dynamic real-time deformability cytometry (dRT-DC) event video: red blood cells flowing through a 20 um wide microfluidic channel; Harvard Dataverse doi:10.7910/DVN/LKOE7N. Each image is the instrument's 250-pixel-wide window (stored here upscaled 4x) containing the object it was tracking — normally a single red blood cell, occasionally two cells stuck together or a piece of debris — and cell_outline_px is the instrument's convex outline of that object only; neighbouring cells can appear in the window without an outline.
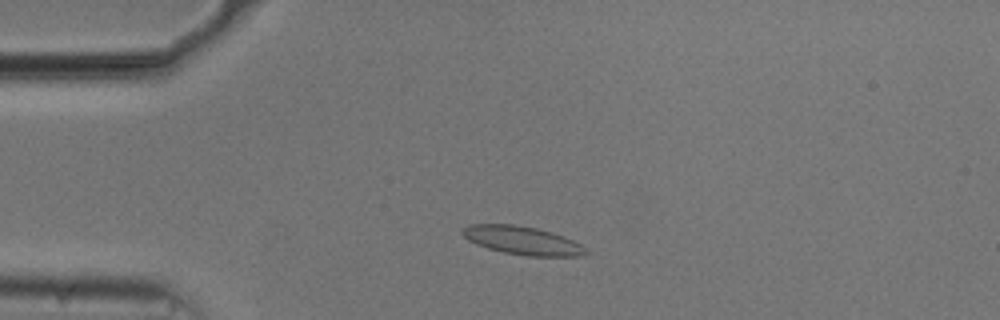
{"species": "common noctule bat (a hibernating species)", "species_latin": "Nyctalus noctula", "temperature_condition": "cold", "stored_images_in_passage": 49, "camera_frame_rate_fps": 3000, "um_per_image_px": 0.085, "animal": {"sex": "male", "body_mass_g": 20.5, "forearm_length_mm": 52.5}, "frame": {"image": 1, "passage_image": 8, "time_ms": 2.333, "image_size_px": [1000, 320], "cell_outline_px": [[588, 252], [576, 256], [528, 256], [504, 252], [488, 248], [476, 244], [468, 240], [460, 232], [468, 224], [512, 224], [536, 228], [552, 232], [564, 236], [580, 244]], "centroid_in_image_um": [44.36, 20.43], "position_along_channel_um": 40.6, "area_um2": 20.17}}
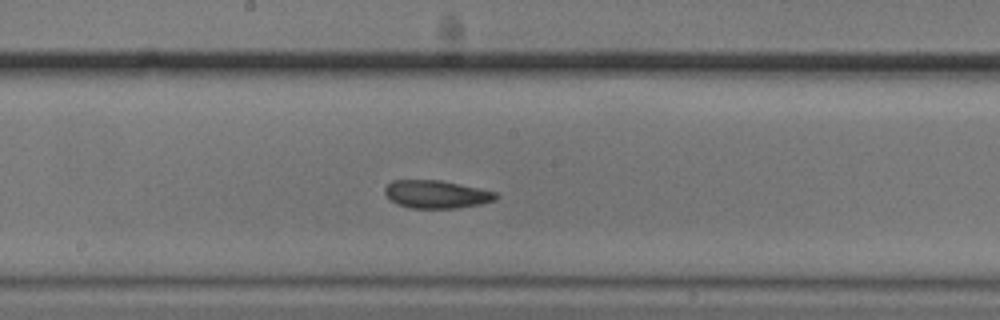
{"frame": {"image": 2, "passage_image": 24, "time_ms": 7.667, "image_size_px": [1000, 320], "cell_outline_px": [[500, 196], [496, 200], [484, 204], [456, 208], [408, 208], [396, 204], [384, 192], [384, 188], [392, 180], [440, 180], [460, 184], [496, 192]], "centroid_in_image_um": [37.12, 16.52], "position_along_channel_um": 211.1, "area_um2": 18.21}}
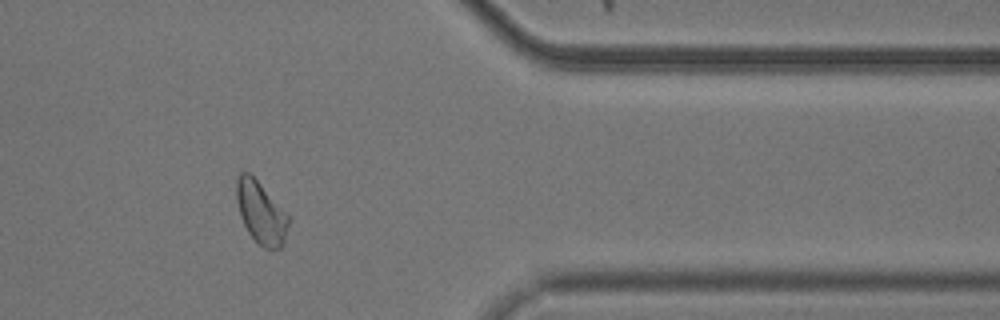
{"frame": {"image": 3, "passage_image": 40, "time_ms": 13.0, "image_size_px": [1000, 320], "cell_outline_px": [[288, 224], [284, 244], [280, 248], [264, 248], [248, 232], [240, 216], [236, 200], [236, 180], [240, 172], [248, 172], [260, 184], [288, 216]], "centroid_in_image_um": [22.15, 18.08], "position_along_channel_um": 389.3, "area_um2": 18.32}, "authors_computed_cell_mechanics": {"area_um2": 18.7272, "velocity_mm_per_s": 3.6916, "shape_relaxation_time_tau1_ms": 7.3496, "shape_relaxation_time_tau2_ms": 2.3496, "deformation_change_tau1": 0.1407, "deformation_change_tau2": 0.0758}}